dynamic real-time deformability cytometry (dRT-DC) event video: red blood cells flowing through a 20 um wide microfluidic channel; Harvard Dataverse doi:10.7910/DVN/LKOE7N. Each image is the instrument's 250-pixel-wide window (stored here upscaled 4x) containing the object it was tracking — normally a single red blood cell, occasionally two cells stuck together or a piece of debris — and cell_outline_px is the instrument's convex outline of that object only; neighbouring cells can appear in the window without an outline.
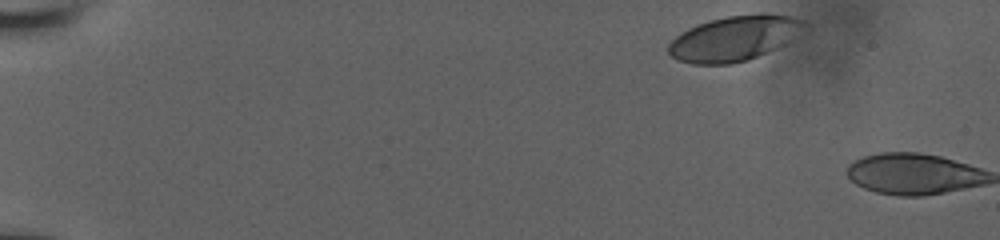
{"species": "human", "species_latin": "Homo sapiens", "temperature_condition": "room temperature", "stored_images_in_passage": 5, "camera_frame_rate_fps": 3000, "um_per_image_px": 0.085, "donor": {"sex": "male"}, "frame": {"image": 1, "passage_image": 1, "time_ms": 0.0, "image_size_px": [1000, 240], "cell_outline_px": [[812, 28], [784, 44], [768, 52], [748, 60], [732, 64], [692, 64], [676, 60], [668, 52], [668, 44], [676, 36], [688, 28], [696, 24], [708, 20], [728, 16], [760, 12], [768, 12], [796, 16], [812, 24]], "centroid_in_image_um": [62.54, 3.22], "position_along_channel_um": 22.5, "area_um2": 36.82}}